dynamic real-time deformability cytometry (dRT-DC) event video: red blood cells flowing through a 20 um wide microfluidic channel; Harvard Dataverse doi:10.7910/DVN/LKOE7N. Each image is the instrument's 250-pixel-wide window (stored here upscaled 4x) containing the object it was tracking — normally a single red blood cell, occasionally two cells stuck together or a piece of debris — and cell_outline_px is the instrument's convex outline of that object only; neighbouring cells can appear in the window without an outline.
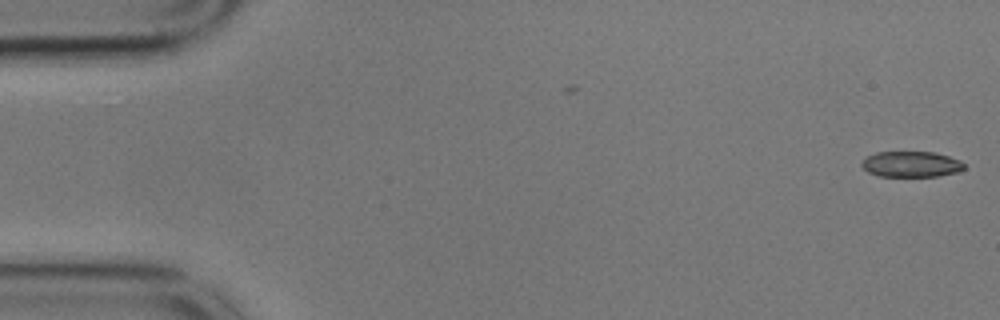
{"species": "common noctule bat (a hibernating species)", "species_latin": "Nyctalus noctula", "temperature_condition": "cold", "stored_images_in_passage": 6, "camera_frame_rate_fps": 3000, "um_per_image_px": 0.085, "animal": {"sex": "male", "body_mass_g": 17.9}, "frame": {"image": 1, "passage_image": 1, "time_ms": 0.0, "image_size_px": [1000, 320], "cell_outline_px": [[964, 168], [956, 172], [936, 176], [880, 176], [868, 172], [860, 164], [868, 156], [876, 152], [936, 152], [960, 160], [964, 164]], "centroid_in_image_um": [77.45, 13.95], "position_along_channel_um": 7.6, "area_um2": 15.2}}